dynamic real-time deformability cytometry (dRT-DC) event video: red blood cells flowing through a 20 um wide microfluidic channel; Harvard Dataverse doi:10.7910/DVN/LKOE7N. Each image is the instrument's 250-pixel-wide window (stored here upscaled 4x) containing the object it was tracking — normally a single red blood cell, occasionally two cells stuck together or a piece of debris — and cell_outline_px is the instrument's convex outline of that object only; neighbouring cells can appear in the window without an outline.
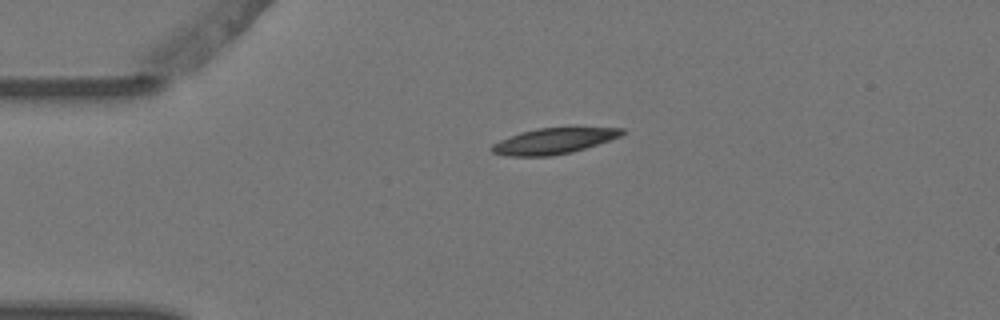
{"species": "Egyptian fruit bat (a non-hibernating species)", "species_latin": "Rousettus aegyptiacus", "temperature_condition": "warm", "stored_images_in_passage": 2, "camera_frame_rate_fps": 3000, "um_per_image_px": 0.085, "animal": {"sex": "female"}, "frame": {"image": 1, "passage_image": 1, "time_ms": 0.0, "image_size_px": [1000, 320], "cell_outline_px": [[624, 132], [620, 136], [572, 152], [552, 156], [504, 156], [492, 152], [488, 148], [492, 144], [500, 140], [520, 132], [540, 128], [624, 128]], "centroid_in_image_um": [46.97, 12.0], "position_along_channel_um": 38.0, "area_um2": 19.31}}